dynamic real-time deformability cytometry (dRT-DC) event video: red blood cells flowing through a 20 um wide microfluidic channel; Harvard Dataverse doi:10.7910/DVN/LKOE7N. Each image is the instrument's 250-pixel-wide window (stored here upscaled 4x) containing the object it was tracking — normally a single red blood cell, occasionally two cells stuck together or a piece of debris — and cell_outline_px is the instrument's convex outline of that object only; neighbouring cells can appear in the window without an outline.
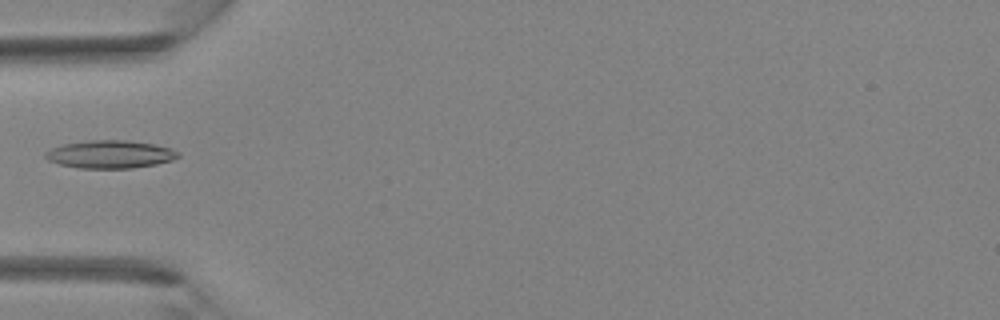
{"species": "Egyptian fruit bat (a non-hibernating species)", "species_latin": "Rousettus aegyptiacus", "temperature_condition": "room temperature", "stored_images_in_passage": 4, "camera_frame_rate_fps": 3000, "um_per_image_px": 0.085, "animal": {"sex": "female"}, "frame": {"image": 1, "passage_image": 4, "time_ms": 1.0, "image_size_px": [1000, 320], "cell_outline_px": [[180, 156], [172, 160], [156, 164], [132, 168], [76, 168], [60, 164], [48, 160], [44, 156], [44, 152], [52, 148], [64, 144], [92, 140], [124, 140], [156, 144], [172, 148], [180, 152]], "centroid_in_image_um": [9.39, 13.11], "position_along_channel_um": 75.6, "area_um2": 21.62}}